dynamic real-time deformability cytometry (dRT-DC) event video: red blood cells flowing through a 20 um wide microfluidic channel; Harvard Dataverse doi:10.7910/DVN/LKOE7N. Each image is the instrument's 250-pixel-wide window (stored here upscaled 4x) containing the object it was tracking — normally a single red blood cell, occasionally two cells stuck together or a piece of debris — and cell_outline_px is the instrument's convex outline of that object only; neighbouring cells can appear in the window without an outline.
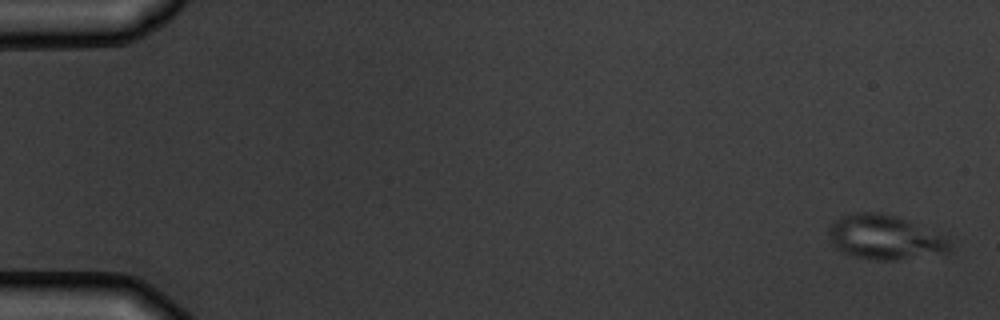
{"species": "common noctule bat (a hibernating species)", "species_latin": "Nyctalus noctula", "temperature_condition": "warm", "stored_images_in_passage": 9, "camera_frame_rate_fps": 3000, "um_per_image_px": 0.085, "animal": {"sex": "male", "body_mass_g": 19.5, "forearm_length_mm": 54.6}, "frame": {"image": 1, "passage_image": 1, "time_ms": 0.0, "image_size_px": [1000, 320], "cell_outline_px": [[952, 248], [948, 252], [896, 260], [876, 260], [852, 256], [836, 248], [828, 232], [828, 224], [832, 220], [840, 216], [856, 212], [876, 212], [896, 216], [908, 220], [944, 236], [952, 244]], "centroid_in_image_um": [75.18, 20.16], "position_along_channel_um": 9.8, "area_um2": 31.33}}